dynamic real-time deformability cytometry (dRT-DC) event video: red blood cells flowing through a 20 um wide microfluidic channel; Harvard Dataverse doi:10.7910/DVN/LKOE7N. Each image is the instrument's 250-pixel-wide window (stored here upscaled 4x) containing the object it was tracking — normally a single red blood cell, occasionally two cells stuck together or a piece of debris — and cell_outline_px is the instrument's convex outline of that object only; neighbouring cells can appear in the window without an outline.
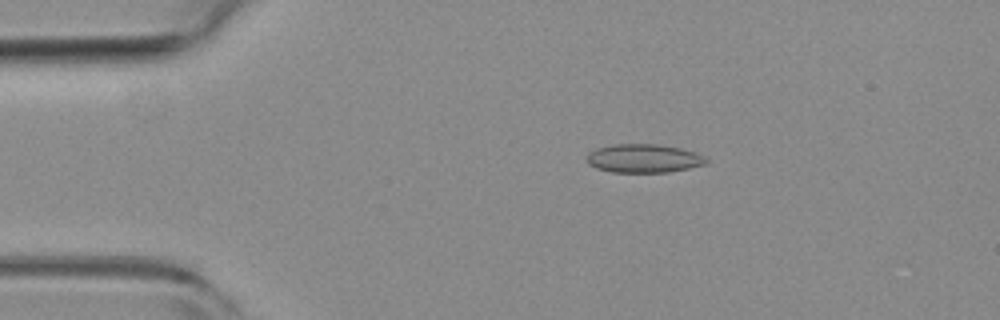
{"species": "common noctule bat (a hibernating species)", "species_latin": "Nyctalus noctula", "temperature_condition": "room temperature", "stored_images_in_passage": 54, "camera_frame_rate_fps": 3000, "um_per_image_px": 0.085, "animal": {"sex": "female", "body_mass_g": 19.3, "forearm_length_mm": 54.1}, "frame": {"image": 1, "passage_image": 10, "time_ms": 3.0, "image_size_px": [1000, 320], "cell_outline_px": [[708, 164], [668, 172], [612, 172], [596, 168], [588, 164], [588, 152], [596, 148], [616, 144], [656, 144], [680, 148], [696, 152], [704, 156], [708, 160]], "centroid_in_image_um": [54.73, 13.46], "position_along_channel_um": 30.3, "area_um2": 19.88}}
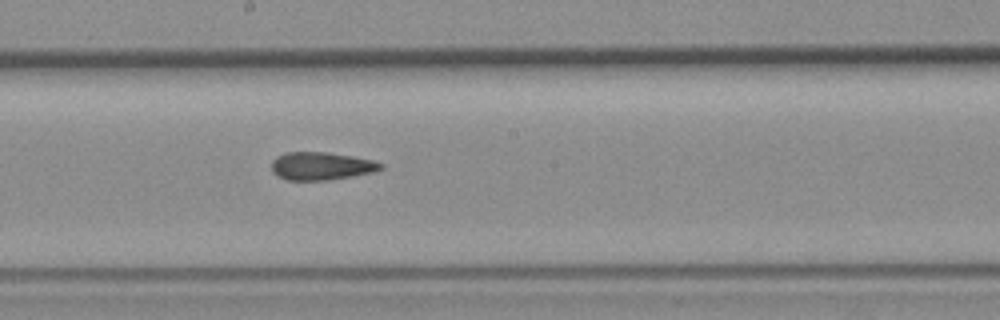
{"frame": {"image": 2, "passage_image": 29, "time_ms": 9.333, "image_size_px": [1000, 320], "cell_outline_px": [[384, 168], [376, 172], [328, 180], [288, 180], [276, 176], [272, 172], [272, 160], [276, 156], [288, 152], [328, 152], [352, 156], [372, 160], [384, 164]], "centroid_in_image_um": [27.32, 14.11], "position_along_channel_um": 220.9, "area_um2": 17.92}}
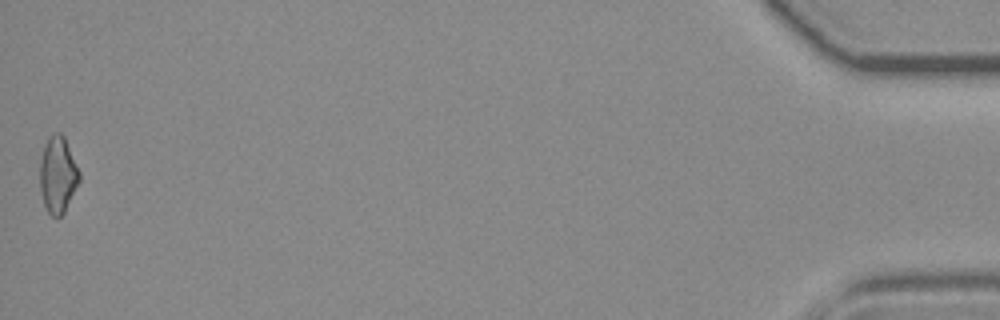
{"frame": {"image": 3, "passage_image": 54, "time_ms": 17.667, "image_size_px": [1000, 320], "cell_outline_px": [[80, 180], [64, 212], [60, 216], [52, 216], [48, 212], [44, 204], [40, 188], [40, 160], [44, 144], [48, 136], [56, 132], [60, 132], [64, 136], [80, 172]], "centroid_in_image_um": [4.91, 14.82], "position_along_channel_um": 430.3, "area_um2": 17.51}, "authors_computed_cell_mechanics": {"area_um2": 18.1203, "velocity_mm_per_s": 3.7674, "shape_relaxation_time_tau1_ms": null, "shape_relaxation_time_tau2_ms": 3.0245, "deformation_change_tau1": null, "deformation_change_tau2": 0.1048}}